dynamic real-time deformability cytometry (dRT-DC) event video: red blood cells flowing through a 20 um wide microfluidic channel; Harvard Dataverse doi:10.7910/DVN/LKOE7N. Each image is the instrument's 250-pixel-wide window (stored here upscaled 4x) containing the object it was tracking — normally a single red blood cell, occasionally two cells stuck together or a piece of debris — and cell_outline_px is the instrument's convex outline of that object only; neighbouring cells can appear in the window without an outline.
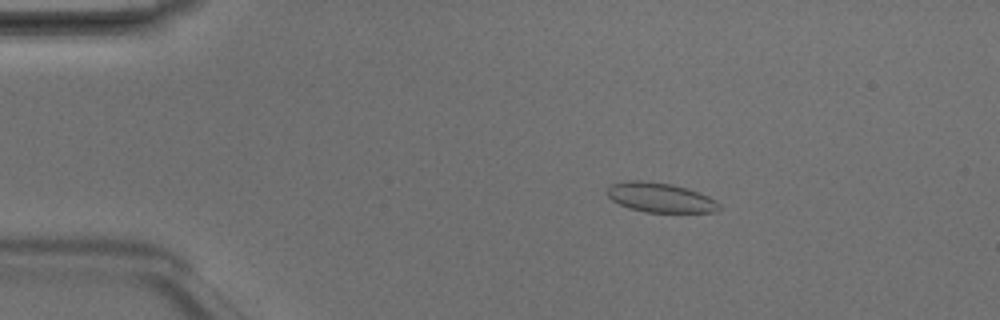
{"species": "Egyptian fruit bat (a non-hibernating species)", "species_latin": "Rousettus aegyptiacus", "temperature_condition": "room temperature", "stored_images_in_passage": 4, "camera_frame_rate_fps": 3000, "um_per_image_px": 0.085, "animal": {"sex": "male"}, "frame": {"image": 1, "passage_image": 3, "time_ms": 0.667, "image_size_px": [1000, 320], "cell_outline_px": [[720, 208], [716, 212], [644, 212], [628, 208], [612, 200], [608, 196], [608, 188], [612, 184], [628, 180], [640, 180], [672, 184], [688, 188], [708, 196], [716, 200], [720, 204]], "centroid_in_image_um": [56.14, 16.79], "position_along_channel_um": 28.9, "area_um2": 19.31}}